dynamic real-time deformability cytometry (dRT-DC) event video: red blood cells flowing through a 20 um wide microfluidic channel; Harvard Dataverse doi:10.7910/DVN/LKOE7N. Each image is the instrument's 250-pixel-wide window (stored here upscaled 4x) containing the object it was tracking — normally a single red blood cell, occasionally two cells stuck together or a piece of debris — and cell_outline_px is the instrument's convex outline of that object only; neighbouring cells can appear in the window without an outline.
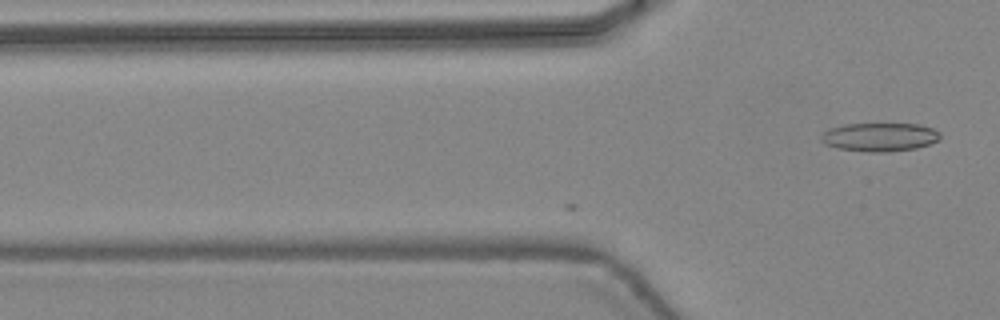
{"species": "common noctule bat (a hibernating species)", "species_latin": "Nyctalus noctula", "temperature_condition": "warm", "stored_images_in_passage": 2, "camera_frame_rate_fps": 3000, "um_per_image_px": 0.085, "animal": {"sex": "female", "body_mass_g": 24.6, "forearm_length_mm": 56.2}, "frame": {"image": 1, "passage_image": 2, "time_ms": 0.333, "image_size_px": [1000, 320], "cell_outline_px": [[940, 140], [916, 148], [888, 152], [868, 152], [836, 148], [824, 144], [820, 140], [820, 136], [828, 128], [844, 124], [920, 124], [932, 128], [940, 132]], "centroid_in_image_um": [74.75, 11.65], "position_along_channel_um": 51.1, "area_um2": 20.0}}